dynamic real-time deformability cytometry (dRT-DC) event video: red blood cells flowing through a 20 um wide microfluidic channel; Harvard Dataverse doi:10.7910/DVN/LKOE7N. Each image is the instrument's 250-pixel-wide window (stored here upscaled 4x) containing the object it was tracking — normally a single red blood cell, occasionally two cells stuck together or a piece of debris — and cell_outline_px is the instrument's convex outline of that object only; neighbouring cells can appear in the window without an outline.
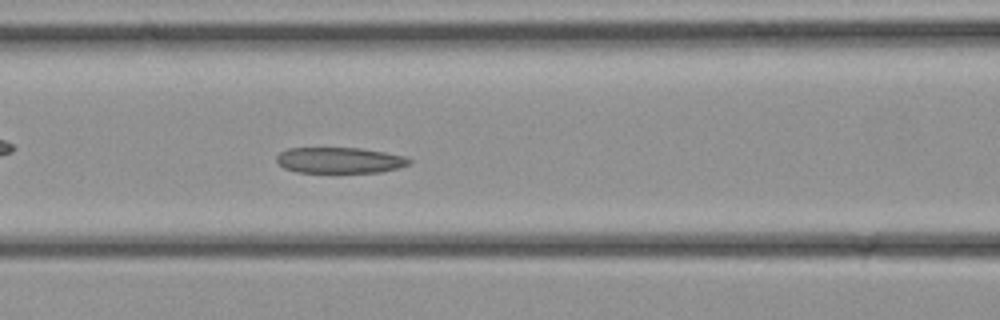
{"species": "common noctule bat (a hibernating species)", "species_latin": "Nyctalus noctula", "temperature_condition": "cold", "stored_images_in_passage": 33, "camera_frame_rate_fps": 3000, "um_per_image_px": 0.085, "animal": {"sex": "female", "body_mass_g": 21.9}, "frame": {"image": 1, "passage_image": 13, "time_ms": 4.0, "image_size_px": [1000, 320], "cell_outline_px": [[412, 160], [408, 164], [400, 168], [380, 172], [336, 176], [296, 172], [284, 168], [276, 160], [276, 156], [280, 152], [288, 148], [360, 148], [384, 152], [404, 156]], "centroid_in_image_um": [28.85, 13.68], "position_along_channel_um": 137.7, "area_um2": 21.15}}
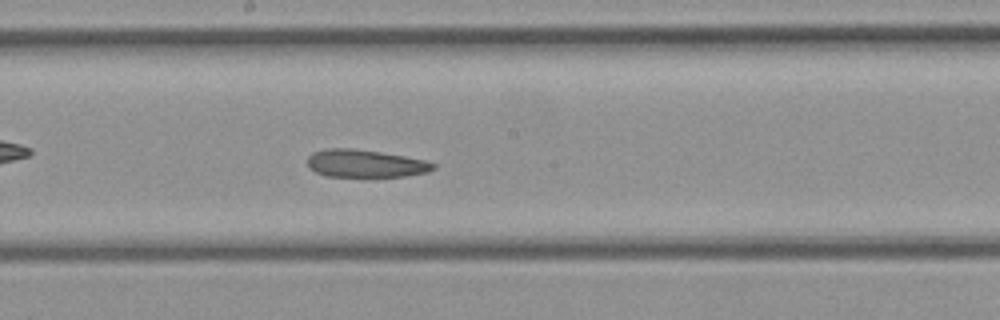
{"frame": {"image": 2, "passage_image": 17, "time_ms": 5.333, "image_size_px": [1000, 320], "cell_outline_px": [[436, 168], [428, 172], [404, 176], [324, 176], [308, 168], [308, 156], [312, 152], [328, 148], [352, 148], [380, 152], [404, 156], [424, 160], [436, 164]], "centroid_in_image_um": [31.03, 13.89], "position_along_channel_um": 217.2, "area_um2": 20.23}}
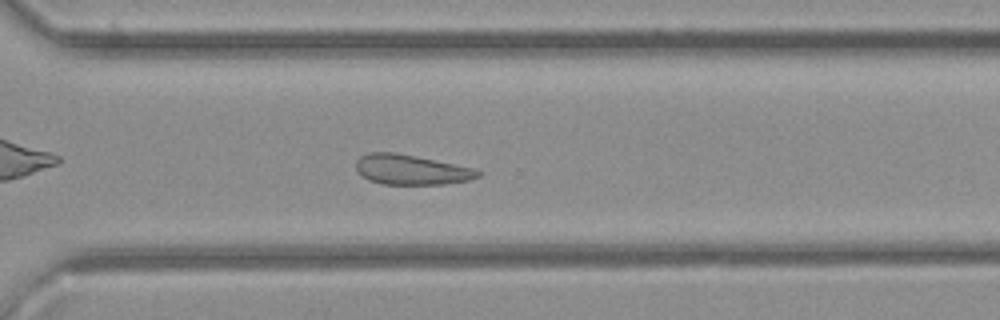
{"frame": {"image": 3, "passage_image": 23, "time_ms": 7.333, "image_size_px": [1000, 320], "cell_outline_px": [[480, 176], [468, 180], [444, 184], [380, 184], [368, 180], [360, 176], [356, 172], [356, 160], [360, 156], [368, 152], [392, 152], [476, 168], [480, 172]], "centroid_in_image_um": [34.89, 14.43], "position_along_channel_um": 335.7, "area_um2": 21.33}}